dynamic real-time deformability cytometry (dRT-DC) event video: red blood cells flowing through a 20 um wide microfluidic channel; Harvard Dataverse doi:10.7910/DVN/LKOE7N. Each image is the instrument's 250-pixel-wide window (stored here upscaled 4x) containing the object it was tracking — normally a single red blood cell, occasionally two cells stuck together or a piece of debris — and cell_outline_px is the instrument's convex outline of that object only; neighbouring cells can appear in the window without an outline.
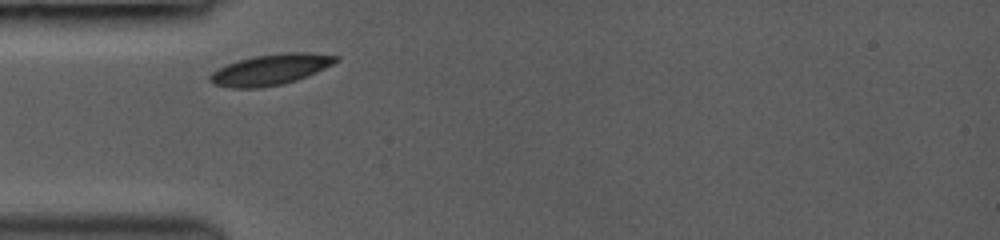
{"species": "common noctule bat (a hibernating species)", "species_latin": "Nyctalus noctula", "temperature_condition": "room temperature", "stored_images_in_passage": 2, "camera_frame_rate_fps": 3000, "um_per_image_px": 0.085, "animal": {"sex": "female", "body_mass_g": 19.0, "forearm_length_mm": 53.3}, "frame": {"image": 1, "passage_image": 1, "time_ms": 0.0, "image_size_px": [1000, 240], "cell_outline_px": [[340, 60], [308, 76], [284, 84], [260, 88], [232, 88], [212, 84], [208, 80], [208, 76], [212, 72], [228, 64], [240, 60], [256, 56], [284, 52], [308, 52], [340, 56]], "centroid_in_image_um": [23.01, 5.92], "position_along_channel_um": 62.0, "area_um2": 22.6}}